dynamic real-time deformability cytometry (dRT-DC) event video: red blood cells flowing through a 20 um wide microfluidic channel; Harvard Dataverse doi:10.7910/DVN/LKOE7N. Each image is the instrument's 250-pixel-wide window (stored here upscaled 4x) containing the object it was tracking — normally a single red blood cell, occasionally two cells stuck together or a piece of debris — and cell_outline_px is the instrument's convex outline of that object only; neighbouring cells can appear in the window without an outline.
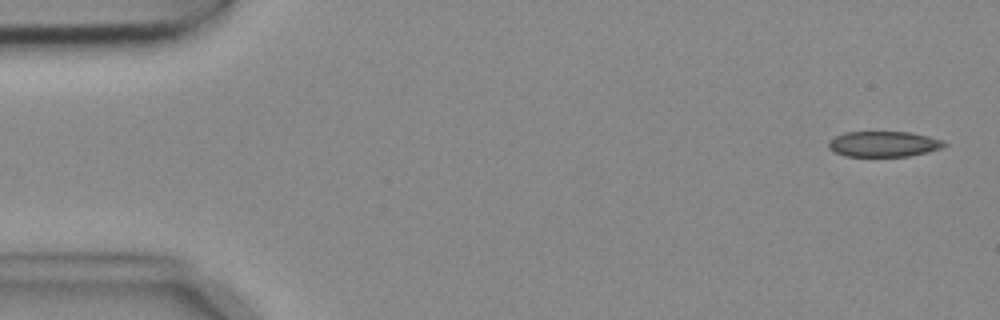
{"species": "common noctule bat (a hibernating species)", "species_latin": "Nyctalus noctula", "temperature_condition": "cold", "stored_images_in_passage": 6, "camera_frame_rate_fps": 3000, "um_per_image_px": 0.085, "animal": {"sex": "female", "body_mass_g": 18.4}, "frame": {"image": 1, "passage_image": 1, "time_ms": 0.0, "image_size_px": [1000, 320], "cell_outline_px": [[948, 144], [944, 148], [928, 152], [908, 156], [844, 156], [828, 148], [828, 140], [844, 132], [912, 132], [944, 140]], "centroid_in_image_um": [75.15, 12.24], "position_along_channel_um": 9.9, "area_um2": 17.4}}